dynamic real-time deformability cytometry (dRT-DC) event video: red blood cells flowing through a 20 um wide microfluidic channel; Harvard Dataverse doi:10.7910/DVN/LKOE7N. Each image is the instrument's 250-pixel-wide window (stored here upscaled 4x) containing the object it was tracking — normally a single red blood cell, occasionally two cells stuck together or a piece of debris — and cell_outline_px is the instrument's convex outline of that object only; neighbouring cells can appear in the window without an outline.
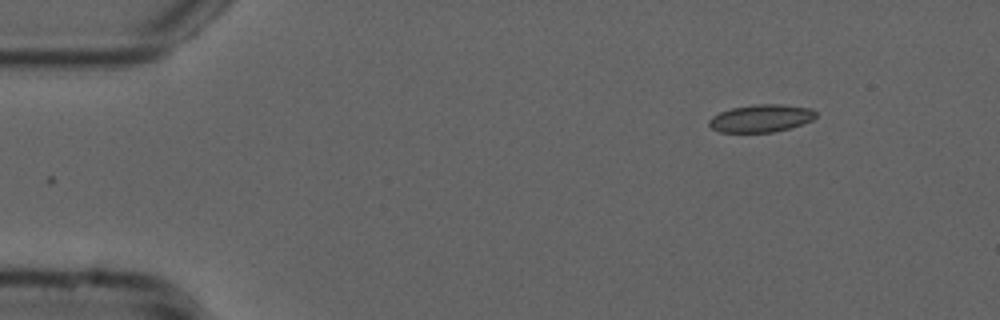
{"species": "common noctule bat (a hibernating species)", "species_latin": "Nyctalus noctula", "temperature_condition": "cold", "stored_images_in_passage": 48, "camera_frame_rate_fps": 3000, "um_per_image_px": 0.085, "animal": {"sex": "male", "forearm_length_mm": 52.5}, "frame": {"image": 1, "passage_image": 1, "time_ms": 0.0, "image_size_px": [1000, 320], "cell_outline_px": [[816, 116], [812, 120], [788, 128], [772, 132], [720, 132], [712, 128], [708, 124], [708, 120], [712, 116], [720, 112], [732, 108], [752, 104], [780, 104], [812, 108], [816, 112]], "centroid_in_image_um": [64.67, 10.04], "position_along_channel_um": 20.3, "area_um2": 17.11}}
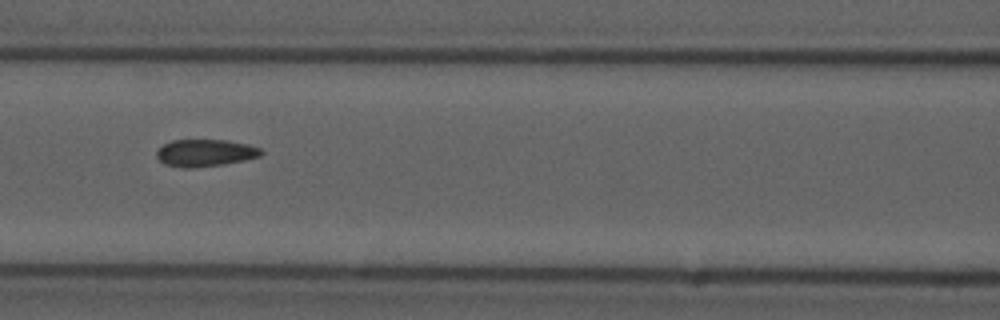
{"frame": {"image": 2, "passage_image": 18, "time_ms": 5.667, "image_size_px": [1000, 320], "cell_outline_px": [[264, 152], [260, 156], [244, 160], [224, 164], [196, 168], [180, 168], [164, 164], [156, 156], [156, 152], [164, 144], [172, 140], [228, 140], [248, 144], [260, 148]], "centroid_in_image_um": [17.44, 13.0], "position_along_channel_um": 149.2, "area_um2": 16.65}}
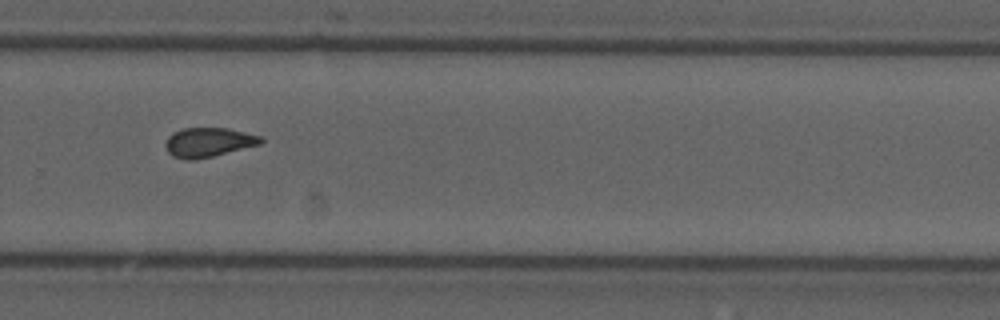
{"frame": {"image": 3, "passage_image": 31, "time_ms": 10.0, "image_size_px": [1000, 320], "cell_outline_px": [[264, 140], [260, 144], [196, 160], [184, 160], [172, 156], [168, 152], [164, 144], [168, 136], [172, 132], [180, 128], [228, 128], [264, 136]], "centroid_in_image_um": [17.7, 12.09], "position_along_channel_um": 312.1, "area_um2": 16.53}, "authors_computed_cell_mechanics": {"area_um2": 16.5308, "velocity_mm_per_s": 3.7745, "shape_relaxation_time_tau1_ms": 8.092, "shape_relaxation_time_tau2_ms": 1.5768, "deformation_change_tau1": 0.1501, "deformation_change_tau2": 0.0765}}